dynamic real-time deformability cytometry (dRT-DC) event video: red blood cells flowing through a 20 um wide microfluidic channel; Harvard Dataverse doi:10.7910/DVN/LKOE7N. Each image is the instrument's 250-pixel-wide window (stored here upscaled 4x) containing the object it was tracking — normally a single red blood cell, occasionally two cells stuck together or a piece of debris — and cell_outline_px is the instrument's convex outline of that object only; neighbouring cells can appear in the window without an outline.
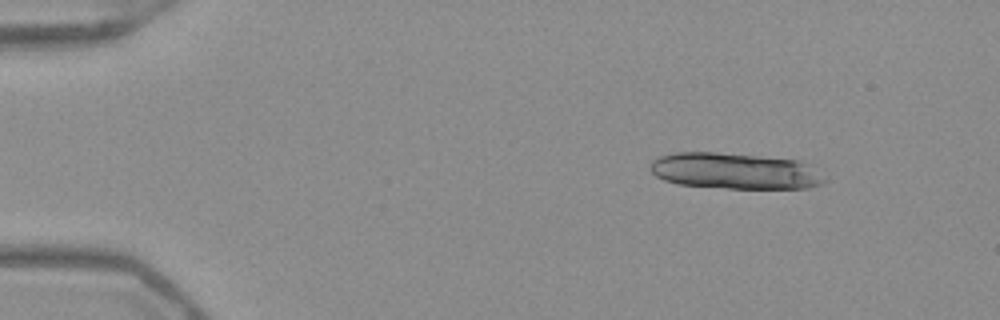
{"species": "Egyptian fruit bat (a non-hibernating species)", "species_latin": "Rousettus aegyptiacus", "temperature_condition": "warm", "stored_images_in_passage": 16, "camera_frame_rate_fps": 3000, "um_per_image_px": 0.085, "frame": {"image": 1, "passage_image": 6, "time_ms": 1.667, "image_size_px": [1000, 320], "cell_outline_px": [[828, 180], [824, 184], [808, 188], [728, 188], [680, 184], [664, 180], [656, 176], [648, 168], [652, 160], [660, 156], [676, 152], [716, 152], [800, 160], [808, 164], [828, 176]], "centroid_in_image_um": [62.53, 14.53], "position_along_channel_um": 22.5, "area_um2": 36.99}}